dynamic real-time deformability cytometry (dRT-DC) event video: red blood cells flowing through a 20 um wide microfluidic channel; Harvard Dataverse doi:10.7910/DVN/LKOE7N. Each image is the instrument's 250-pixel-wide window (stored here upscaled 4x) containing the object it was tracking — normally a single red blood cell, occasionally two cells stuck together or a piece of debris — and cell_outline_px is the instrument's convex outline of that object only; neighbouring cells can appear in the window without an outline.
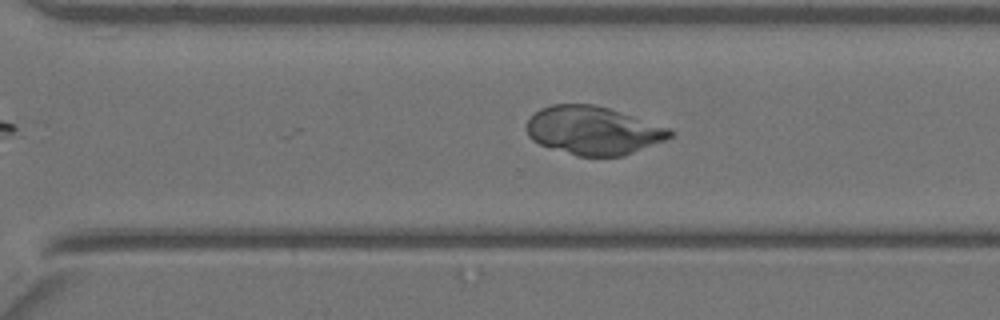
{"species": "Egyptian fruit bat (a non-hibernating species)", "species_latin": "Rousettus aegyptiacus", "temperature_condition": "warm", "stored_images_in_passage": 20, "camera_frame_rate_fps": 3000, "um_per_image_px": 0.085, "animal": {"sex": "female"}, "frame": {"image": 1, "passage_image": 20, "time_ms": 6.333, "image_size_px": [1000, 320], "cell_outline_px": [[672, 136], [664, 140], [624, 156], [576, 156], [540, 144], [532, 140], [528, 136], [528, 120], [540, 108], [552, 104], [596, 104], [672, 128]], "centroid_in_image_um": [50.44, 11.09], "position_along_channel_um": 320.2, "area_um2": 40.23}}